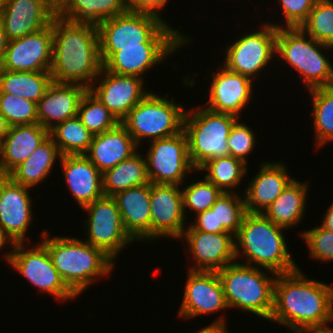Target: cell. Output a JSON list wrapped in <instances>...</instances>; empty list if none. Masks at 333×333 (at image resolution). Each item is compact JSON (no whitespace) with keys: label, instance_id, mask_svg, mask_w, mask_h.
I'll return each mask as SVG.
<instances>
[{"label":"cell","instance_id":"1","mask_svg":"<svg viewBox=\"0 0 333 333\" xmlns=\"http://www.w3.org/2000/svg\"><path fill=\"white\" fill-rule=\"evenodd\" d=\"M301 271L277 274L269 319L294 333L333 322V286L309 279Z\"/></svg>","mask_w":333,"mask_h":333},{"label":"cell","instance_id":"2","mask_svg":"<svg viewBox=\"0 0 333 333\" xmlns=\"http://www.w3.org/2000/svg\"><path fill=\"white\" fill-rule=\"evenodd\" d=\"M52 27V80L89 88L103 67L97 26L71 22L56 15Z\"/></svg>","mask_w":333,"mask_h":333},{"label":"cell","instance_id":"3","mask_svg":"<svg viewBox=\"0 0 333 333\" xmlns=\"http://www.w3.org/2000/svg\"><path fill=\"white\" fill-rule=\"evenodd\" d=\"M281 226L263 213L247 212L235 236V256L244 257L249 266L268 269L277 274L289 273L299 267L293 260Z\"/></svg>","mask_w":333,"mask_h":333},{"label":"cell","instance_id":"4","mask_svg":"<svg viewBox=\"0 0 333 333\" xmlns=\"http://www.w3.org/2000/svg\"><path fill=\"white\" fill-rule=\"evenodd\" d=\"M48 233L46 229L41 232V242L62 280L77 296L89 289L95 279L113 272L115 262L101 249L84 239L57 235L51 238Z\"/></svg>","mask_w":333,"mask_h":333},{"label":"cell","instance_id":"5","mask_svg":"<svg viewBox=\"0 0 333 333\" xmlns=\"http://www.w3.org/2000/svg\"><path fill=\"white\" fill-rule=\"evenodd\" d=\"M97 29L102 64L120 48L142 47V44H185L191 39L155 16L131 10L104 20Z\"/></svg>","mask_w":333,"mask_h":333},{"label":"cell","instance_id":"6","mask_svg":"<svg viewBox=\"0 0 333 333\" xmlns=\"http://www.w3.org/2000/svg\"><path fill=\"white\" fill-rule=\"evenodd\" d=\"M261 269L236 261L217 273L229 309H242L269 321L273 310L274 283L277 273Z\"/></svg>","mask_w":333,"mask_h":333},{"label":"cell","instance_id":"7","mask_svg":"<svg viewBox=\"0 0 333 333\" xmlns=\"http://www.w3.org/2000/svg\"><path fill=\"white\" fill-rule=\"evenodd\" d=\"M333 47L319 43L300 27L277 28L276 58L286 60L307 88L312 90L319 87L333 86V64L324 50L332 51ZM280 57V58H279Z\"/></svg>","mask_w":333,"mask_h":333},{"label":"cell","instance_id":"8","mask_svg":"<svg viewBox=\"0 0 333 333\" xmlns=\"http://www.w3.org/2000/svg\"><path fill=\"white\" fill-rule=\"evenodd\" d=\"M150 91L120 122L133 137L136 145L167 138L183 131L186 110L182 103ZM141 141V142H140Z\"/></svg>","mask_w":333,"mask_h":333},{"label":"cell","instance_id":"9","mask_svg":"<svg viewBox=\"0 0 333 333\" xmlns=\"http://www.w3.org/2000/svg\"><path fill=\"white\" fill-rule=\"evenodd\" d=\"M238 119L205 106L186 110L183 130L188 139L189 158L196 170L208 160L229 155L227 140Z\"/></svg>","mask_w":333,"mask_h":333},{"label":"cell","instance_id":"10","mask_svg":"<svg viewBox=\"0 0 333 333\" xmlns=\"http://www.w3.org/2000/svg\"><path fill=\"white\" fill-rule=\"evenodd\" d=\"M32 246L28 248L24 243H16L12 250L4 253L3 258L39 292L49 293L60 302L77 298L53 266L46 246L41 241Z\"/></svg>","mask_w":333,"mask_h":333},{"label":"cell","instance_id":"11","mask_svg":"<svg viewBox=\"0 0 333 333\" xmlns=\"http://www.w3.org/2000/svg\"><path fill=\"white\" fill-rule=\"evenodd\" d=\"M88 213L84 221V240L101 249L114 262L126 246L135 241L126 232L117 203L112 196H103L82 208Z\"/></svg>","mask_w":333,"mask_h":333},{"label":"cell","instance_id":"12","mask_svg":"<svg viewBox=\"0 0 333 333\" xmlns=\"http://www.w3.org/2000/svg\"><path fill=\"white\" fill-rule=\"evenodd\" d=\"M257 30L239 37L228 45L222 65L253 80L276 58L277 28L264 23Z\"/></svg>","mask_w":333,"mask_h":333},{"label":"cell","instance_id":"13","mask_svg":"<svg viewBox=\"0 0 333 333\" xmlns=\"http://www.w3.org/2000/svg\"><path fill=\"white\" fill-rule=\"evenodd\" d=\"M145 154L150 183L183 185L189 172L197 171L189 158L185 131L148 143Z\"/></svg>","mask_w":333,"mask_h":333},{"label":"cell","instance_id":"14","mask_svg":"<svg viewBox=\"0 0 333 333\" xmlns=\"http://www.w3.org/2000/svg\"><path fill=\"white\" fill-rule=\"evenodd\" d=\"M144 80L145 77L119 75L102 67L88 90L121 122L150 92L144 89Z\"/></svg>","mask_w":333,"mask_h":333},{"label":"cell","instance_id":"15","mask_svg":"<svg viewBox=\"0 0 333 333\" xmlns=\"http://www.w3.org/2000/svg\"><path fill=\"white\" fill-rule=\"evenodd\" d=\"M151 241L179 239L185 227L181 186L150 183Z\"/></svg>","mask_w":333,"mask_h":333},{"label":"cell","instance_id":"16","mask_svg":"<svg viewBox=\"0 0 333 333\" xmlns=\"http://www.w3.org/2000/svg\"><path fill=\"white\" fill-rule=\"evenodd\" d=\"M179 241L188 246L194 260L188 270L219 271L236 262L235 236L230 233H207L187 226Z\"/></svg>","mask_w":333,"mask_h":333},{"label":"cell","instance_id":"17","mask_svg":"<svg viewBox=\"0 0 333 333\" xmlns=\"http://www.w3.org/2000/svg\"><path fill=\"white\" fill-rule=\"evenodd\" d=\"M187 275L179 317L185 320L229 309L217 271L188 270Z\"/></svg>","mask_w":333,"mask_h":333},{"label":"cell","instance_id":"18","mask_svg":"<svg viewBox=\"0 0 333 333\" xmlns=\"http://www.w3.org/2000/svg\"><path fill=\"white\" fill-rule=\"evenodd\" d=\"M53 49L52 23L32 34L8 41L0 69L50 71Z\"/></svg>","mask_w":333,"mask_h":333},{"label":"cell","instance_id":"19","mask_svg":"<svg viewBox=\"0 0 333 333\" xmlns=\"http://www.w3.org/2000/svg\"><path fill=\"white\" fill-rule=\"evenodd\" d=\"M31 188L0 176V227L16 243H25L33 219Z\"/></svg>","mask_w":333,"mask_h":333},{"label":"cell","instance_id":"20","mask_svg":"<svg viewBox=\"0 0 333 333\" xmlns=\"http://www.w3.org/2000/svg\"><path fill=\"white\" fill-rule=\"evenodd\" d=\"M209 88L206 108L211 111L234 115L239 118L252 98L253 80L228 70L221 65L216 68Z\"/></svg>","mask_w":333,"mask_h":333},{"label":"cell","instance_id":"21","mask_svg":"<svg viewBox=\"0 0 333 333\" xmlns=\"http://www.w3.org/2000/svg\"><path fill=\"white\" fill-rule=\"evenodd\" d=\"M189 42L191 40L185 44H142V47L120 48L103 63V68L111 73L143 79V74L160 62H166L170 55Z\"/></svg>","mask_w":333,"mask_h":333},{"label":"cell","instance_id":"22","mask_svg":"<svg viewBox=\"0 0 333 333\" xmlns=\"http://www.w3.org/2000/svg\"><path fill=\"white\" fill-rule=\"evenodd\" d=\"M288 167L279 162H262L258 173L244 190V202L249 213H263L294 179Z\"/></svg>","mask_w":333,"mask_h":333},{"label":"cell","instance_id":"23","mask_svg":"<svg viewBox=\"0 0 333 333\" xmlns=\"http://www.w3.org/2000/svg\"><path fill=\"white\" fill-rule=\"evenodd\" d=\"M87 87L77 83L52 82L37 103L38 124L50 131L57 124L77 116Z\"/></svg>","mask_w":333,"mask_h":333},{"label":"cell","instance_id":"24","mask_svg":"<svg viewBox=\"0 0 333 333\" xmlns=\"http://www.w3.org/2000/svg\"><path fill=\"white\" fill-rule=\"evenodd\" d=\"M55 16L44 0H7L0 19L10 41L49 26Z\"/></svg>","mask_w":333,"mask_h":333},{"label":"cell","instance_id":"25","mask_svg":"<svg viewBox=\"0 0 333 333\" xmlns=\"http://www.w3.org/2000/svg\"><path fill=\"white\" fill-rule=\"evenodd\" d=\"M59 163L70 194L81 208L104 196L102 173L85 155H63Z\"/></svg>","mask_w":333,"mask_h":333},{"label":"cell","instance_id":"26","mask_svg":"<svg viewBox=\"0 0 333 333\" xmlns=\"http://www.w3.org/2000/svg\"><path fill=\"white\" fill-rule=\"evenodd\" d=\"M112 197L128 235L134 241H151L150 183L120 191Z\"/></svg>","mask_w":333,"mask_h":333},{"label":"cell","instance_id":"27","mask_svg":"<svg viewBox=\"0 0 333 333\" xmlns=\"http://www.w3.org/2000/svg\"><path fill=\"white\" fill-rule=\"evenodd\" d=\"M139 151L133 137L119 123L115 128L93 135L88 151L84 154L101 173L129 159Z\"/></svg>","mask_w":333,"mask_h":333},{"label":"cell","instance_id":"28","mask_svg":"<svg viewBox=\"0 0 333 333\" xmlns=\"http://www.w3.org/2000/svg\"><path fill=\"white\" fill-rule=\"evenodd\" d=\"M48 137L49 131L38 123L11 126L1 142L0 176H7Z\"/></svg>","mask_w":333,"mask_h":333},{"label":"cell","instance_id":"29","mask_svg":"<svg viewBox=\"0 0 333 333\" xmlns=\"http://www.w3.org/2000/svg\"><path fill=\"white\" fill-rule=\"evenodd\" d=\"M308 187V181L301 183L294 178L263 214L287 230L298 226L305 217Z\"/></svg>","mask_w":333,"mask_h":333},{"label":"cell","instance_id":"30","mask_svg":"<svg viewBox=\"0 0 333 333\" xmlns=\"http://www.w3.org/2000/svg\"><path fill=\"white\" fill-rule=\"evenodd\" d=\"M62 154L49 136L24 162L7 176L15 183L34 188L44 182Z\"/></svg>","mask_w":333,"mask_h":333},{"label":"cell","instance_id":"31","mask_svg":"<svg viewBox=\"0 0 333 333\" xmlns=\"http://www.w3.org/2000/svg\"><path fill=\"white\" fill-rule=\"evenodd\" d=\"M53 82L50 71H10L0 69V93L35 102L43 98Z\"/></svg>","mask_w":333,"mask_h":333},{"label":"cell","instance_id":"32","mask_svg":"<svg viewBox=\"0 0 333 333\" xmlns=\"http://www.w3.org/2000/svg\"><path fill=\"white\" fill-rule=\"evenodd\" d=\"M149 183L144 154L142 156L138 151L102 173L104 196H113L120 191Z\"/></svg>","mask_w":333,"mask_h":333},{"label":"cell","instance_id":"33","mask_svg":"<svg viewBox=\"0 0 333 333\" xmlns=\"http://www.w3.org/2000/svg\"><path fill=\"white\" fill-rule=\"evenodd\" d=\"M127 10L126 0H71L59 16L71 22L98 26Z\"/></svg>","mask_w":333,"mask_h":333},{"label":"cell","instance_id":"34","mask_svg":"<svg viewBox=\"0 0 333 333\" xmlns=\"http://www.w3.org/2000/svg\"><path fill=\"white\" fill-rule=\"evenodd\" d=\"M244 161L230 155L208 160L197 171H203L205 178L215 184L222 192L235 193L240 182L247 175L248 166Z\"/></svg>","mask_w":333,"mask_h":333},{"label":"cell","instance_id":"35","mask_svg":"<svg viewBox=\"0 0 333 333\" xmlns=\"http://www.w3.org/2000/svg\"><path fill=\"white\" fill-rule=\"evenodd\" d=\"M49 136L63 155H84L93 135L82 124L78 116L68 118L49 131Z\"/></svg>","mask_w":333,"mask_h":333},{"label":"cell","instance_id":"36","mask_svg":"<svg viewBox=\"0 0 333 333\" xmlns=\"http://www.w3.org/2000/svg\"><path fill=\"white\" fill-rule=\"evenodd\" d=\"M313 106V123L316 147L333 141V86L319 87L308 91Z\"/></svg>","mask_w":333,"mask_h":333},{"label":"cell","instance_id":"37","mask_svg":"<svg viewBox=\"0 0 333 333\" xmlns=\"http://www.w3.org/2000/svg\"><path fill=\"white\" fill-rule=\"evenodd\" d=\"M77 116L92 135L111 130L120 123L89 90L81 99Z\"/></svg>","mask_w":333,"mask_h":333},{"label":"cell","instance_id":"38","mask_svg":"<svg viewBox=\"0 0 333 333\" xmlns=\"http://www.w3.org/2000/svg\"><path fill=\"white\" fill-rule=\"evenodd\" d=\"M211 209L215 211L216 228H224L236 236L247 213L244 196L238 192H223Z\"/></svg>","mask_w":333,"mask_h":333},{"label":"cell","instance_id":"39","mask_svg":"<svg viewBox=\"0 0 333 333\" xmlns=\"http://www.w3.org/2000/svg\"><path fill=\"white\" fill-rule=\"evenodd\" d=\"M300 28L319 43L333 47V0H317Z\"/></svg>","mask_w":333,"mask_h":333},{"label":"cell","instance_id":"40","mask_svg":"<svg viewBox=\"0 0 333 333\" xmlns=\"http://www.w3.org/2000/svg\"><path fill=\"white\" fill-rule=\"evenodd\" d=\"M181 187L183 197V209L184 214L188 208L190 211H194L195 214L210 209L216 202L219 196L223 193L215 184L208 181L205 177L202 180H196L186 187Z\"/></svg>","mask_w":333,"mask_h":333},{"label":"cell","instance_id":"41","mask_svg":"<svg viewBox=\"0 0 333 333\" xmlns=\"http://www.w3.org/2000/svg\"><path fill=\"white\" fill-rule=\"evenodd\" d=\"M0 113L10 127L38 123L37 104L16 95L0 93Z\"/></svg>","mask_w":333,"mask_h":333},{"label":"cell","instance_id":"42","mask_svg":"<svg viewBox=\"0 0 333 333\" xmlns=\"http://www.w3.org/2000/svg\"><path fill=\"white\" fill-rule=\"evenodd\" d=\"M299 235L305 240L311 259L320 260L323 263L333 262V231L319 225L305 230Z\"/></svg>","mask_w":333,"mask_h":333},{"label":"cell","instance_id":"43","mask_svg":"<svg viewBox=\"0 0 333 333\" xmlns=\"http://www.w3.org/2000/svg\"><path fill=\"white\" fill-rule=\"evenodd\" d=\"M254 133L247 123H241L238 119L228 136L227 146L229 148V155L248 164L247 157L248 155L250 156L257 142Z\"/></svg>","mask_w":333,"mask_h":333},{"label":"cell","instance_id":"44","mask_svg":"<svg viewBox=\"0 0 333 333\" xmlns=\"http://www.w3.org/2000/svg\"><path fill=\"white\" fill-rule=\"evenodd\" d=\"M281 8V14L284 16V25L272 23L276 28H296L300 27L308 18L310 11L315 6L317 0H278Z\"/></svg>","mask_w":333,"mask_h":333},{"label":"cell","instance_id":"45","mask_svg":"<svg viewBox=\"0 0 333 333\" xmlns=\"http://www.w3.org/2000/svg\"><path fill=\"white\" fill-rule=\"evenodd\" d=\"M168 1L169 0H126V4L128 10L155 16L162 20L165 24L169 25V22L165 19L163 20L160 13V11L166 7V4H168Z\"/></svg>","mask_w":333,"mask_h":333},{"label":"cell","instance_id":"46","mask_svg":"<svg viewBox=\"0 0 333 333\" xmlns=\"http://www.w3.org/2000/svg\"><path fill=\"white\" fill-rule=\"evenodd\" d=\"M194 218L195 222L192 221L189 224L194 230L207 233H228L224 228H216L215 211L211 208L196 214Z\"/></svg>","mask_w":333,"mask_h":333},{"label":"cell","instance_id":"47","mask_svg":"<svg viewBox=\"0 0 333 333\" xmlns=\"http://www.w3.org/2000/svg\"><path fill=\"white\" fill-rule=\"evenodd\" d=\"M224 318V315L223 317L221 315L218 316V318L214 320L211 324L205 326L204 328H201L196 333H228L226 325L227 321L226 318Z\"/></svg>","mask_w":333,"mask_h":333},{"label":"cell","instance_id":"48","mask_svg":"<svg viewBox=\"0 0 333 333\" xmlns=\"http://www.w3.org/2000/svg\"><path fill=\"white\" fill-rule=\"evenodd\" d=\"M45 4L55 13L59 15L71 0H44Z\"/></svg>","mask_w":333,"mask_h":333},{"label":"cell","instance_id":"49","mask_svg":"<svg viewBox=\"0 0 333 333\" xmlns=\"http://www.w3.org/2000/svg\"><path fill=\"white\" fill-rule=\"evenodd\" d=\"M320 226L324 229L333 231V202L331 206L325 211Z\"/></svg>","mask_w":333,"mask_h":333},{"label":"cell","instance_id":"50","mask_svg":"<svg viewBox=\"0 0 333 333\" xmlns=\"http://www.w3.org/2000/svg\"><path fill=\"white\" fill-rule=\"evenodd\" d=\"M331 325H323V326H311L302 329L299 333H333V327Z\"/></svg>","mask_w":333,"mask_h":333},{"label":"cell","instance_id":"51","mask_svg":"<svg viewBox=\"0 0 333 333\" xmlns=\"http://www.w3.org/2000/svg\"><path fill=\"white\" fill-rule=\"evenodd\" d=\"M8 40L6 38V34L3 28L2 21L0 19V65L3 62L5 50L7 47Z\"/></svg>","mask_w":333,"mask_h":333},{"label":"cell","instance_id":"52","mask_svg":"<svg viewBox=\"0 0 333 333\" xmlns=\"http://www.w3.org/2000/svg\"><path fill=\"white\" fill-rule=\"evenodd\" d=\"M11 244V248L15 247V242L7 235V233L0 227V251L5 245Z\"/></svg>","mask_w":333,"mask_h":333},{"label":"cell","instance_id":"53","mask_svg":"<svg viewBox=\"0 0 333 333\" xmlns=\"http://www.w3.org/2000/svg\"><path fill=\"white\" fill-rule=\"evenodd\" d=\"M10 126L8 125L4 116L0 113V140L2 141L8 133Z\"/></svg>","mask_w":333,"mask_h":333},{"label":"cell","instance_id":"54","mask_svg":"<svg viewBox=\"0 0 333 333\" xmlns=\"http://www.w3.org/2000/svg\"><path fill=\"white\" fill-rule=\"evenodd\" d=\"M6 4H7V0H0V14L4 10Z\"/></svg>","mask_w":333,"mask_h":333},{"label":"cell","instance_id":"55","mask_svg":"<svg viewBox=\"0 0 333 333\" xmlns=\"http://www.w3.org/2000/svg\"><path fill=\"white\" fill-rule=\"evenodd\" d=\"M1 142H2V141L0 140V155H1Z\"/></svg>","mask_w":333,"mask_h":333}]
</instances>
